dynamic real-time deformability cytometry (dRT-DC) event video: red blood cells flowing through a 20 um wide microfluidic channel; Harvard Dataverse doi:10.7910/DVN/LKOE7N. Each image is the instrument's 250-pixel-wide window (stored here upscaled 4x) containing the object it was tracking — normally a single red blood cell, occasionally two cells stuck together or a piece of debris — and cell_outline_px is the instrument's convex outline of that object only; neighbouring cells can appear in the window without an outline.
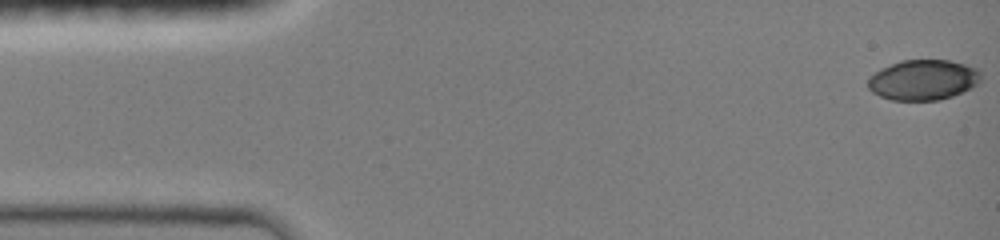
{"species": "common noctule bat (a hibernating species)", "species_latin": "Nyctalus noctula", "temperature_condition": "room temperature", "stored_images_in_passage": 40, "camera_frame_rate_fps": 3000, "um_per_image_px": 0.085, "animal": {"sex": "female", "body_mass_g": 19.0, "forearm_length_mm": 51.5}, "frame": {"image": 1, "passage_image": 1, "time_ms": 0.0, "image_size_px": [1000, 240], "cell_outline_px": [[980, 80], [976, 84], [952, 96], [940, 100], [892, 100], [880, 96], [872, 92], [868, 88], [868, 80], [880, 68], [900, 60], [948, 60], [980, 68]], "centroid_in_image_um": [78.46, 6.78], "position_along_channel_um": 6.5, "area_um2": 26.41}}
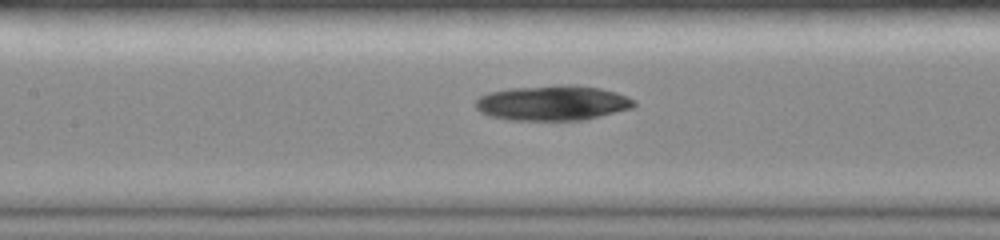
{"frame": {"image": 2, "passage_image": 18, "time_ms": 6.667, "image_size_px": [1000, 240], "cell_outline_px": [[636, 104], [632, 108], [584, 120], [508, 120], [492, 116], [480, 112], [476, 108], [476, 100], [480, 96], [488, 92], [508, 88], [564, 84], [572, 84], [600, 88], [616, 92], [632, 100]], "centroid_in_image_um": [46.94, 8.74], "position_along_channel_um": 160.5, "area_um2": 32.43}}
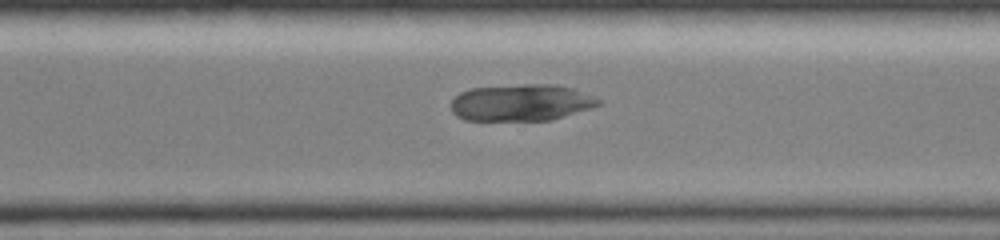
{"frame": {"image": 3, "passage_image": 29, "time_ms": 10.667, "image_size_px": [1000, 240], "cell_outline_px": [[600, 104], [592, 108], [552, 120], [464, 120], [456, 116], [452, 112], [452, 100], [460, 92], [472, 88], [524, 84], [556, 84], [572, 88], [600, 100]], "centroid_in_image_um": [44.29, 8.72], "position_along_channel_um": 326.3, "area_um2": 31.44}}